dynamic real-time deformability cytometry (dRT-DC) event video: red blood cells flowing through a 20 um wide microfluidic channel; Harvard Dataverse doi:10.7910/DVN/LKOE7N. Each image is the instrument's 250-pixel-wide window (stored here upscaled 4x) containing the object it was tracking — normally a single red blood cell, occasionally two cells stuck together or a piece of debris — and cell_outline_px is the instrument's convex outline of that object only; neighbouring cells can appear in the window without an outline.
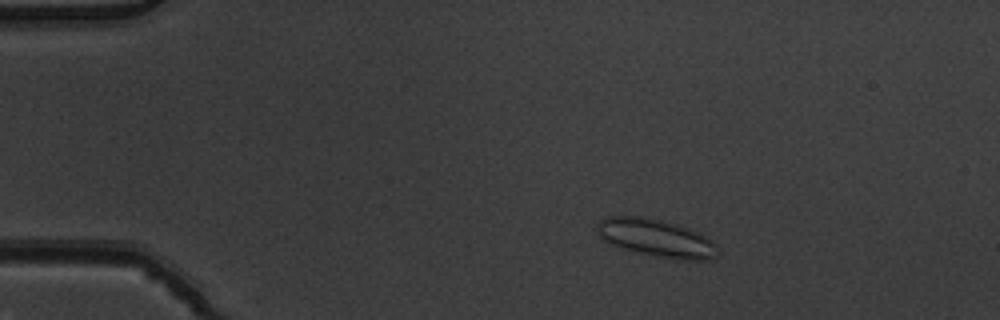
{"species": "common noctule bat (a hibernating species)", "species_latin": "Nyctalus noctula", "temperature_condition": "warm", "stored_images_in_passage": 4, "camera_frame_rate_fps": 3000, "um_per_image_px": 0.085, "animal": {"sex": "male", "body_mass_g": 19.5, "forearm_length_mm": 54.6}, "frame": {"image": 1, "passage_image": 2, "time_ms": 0.333, "image_size_px": [1000, 320], "cell_outline_px": [[720, 252], [716, 256], [708, 260], [676, 260], [620, 248], [600, 240], [596, 232], [596, 224], [604, 216], [640, 216], [660, 220], [676, 224], [700, 232], [708, 236], [720, 248]], "centroid_in_image_um": [55.78, 20.23], "position_along_channel_um": 29.2, "area_um2": 27.11}}